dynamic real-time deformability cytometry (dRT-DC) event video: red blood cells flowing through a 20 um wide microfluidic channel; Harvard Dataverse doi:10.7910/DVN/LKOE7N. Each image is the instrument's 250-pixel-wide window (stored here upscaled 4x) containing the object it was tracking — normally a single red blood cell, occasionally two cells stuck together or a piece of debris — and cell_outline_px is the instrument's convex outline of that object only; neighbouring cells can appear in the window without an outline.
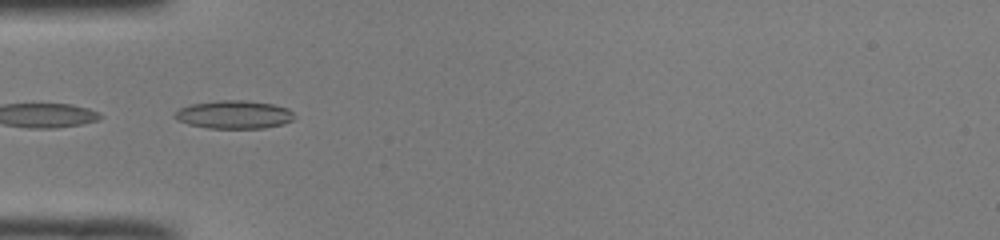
{"species": "common noctule bat (a hibernating species)", "species_latin": "Nyctalus noctula", "temperature_condition": "room temperature", "stored_images_in_passage": 3, "camera_frame_rate_fps": 3000, "um_per_image_px": 0.085, "animal": {"sex": "male", "body_mass_g": 19.0, "forearm_length_mm": 50.8}, "frame": {"image": 1, "passage_image": 1, "time_ms": 0.0, "image_size_px": [1000, 240], "cell_outline_px": [[292, 120], [284, 124], [264, 128], [208, 128], [188, 124], [176, 120], [172, 116], [180, 108], [192, 104], [220, 100], [244, 100], [272, 104], [288, 108], [292, 112]], "centroid_in_image_um": [19.87, 9.74], "position_along_channel_um": 65.1, "area_um2": 19.54}}